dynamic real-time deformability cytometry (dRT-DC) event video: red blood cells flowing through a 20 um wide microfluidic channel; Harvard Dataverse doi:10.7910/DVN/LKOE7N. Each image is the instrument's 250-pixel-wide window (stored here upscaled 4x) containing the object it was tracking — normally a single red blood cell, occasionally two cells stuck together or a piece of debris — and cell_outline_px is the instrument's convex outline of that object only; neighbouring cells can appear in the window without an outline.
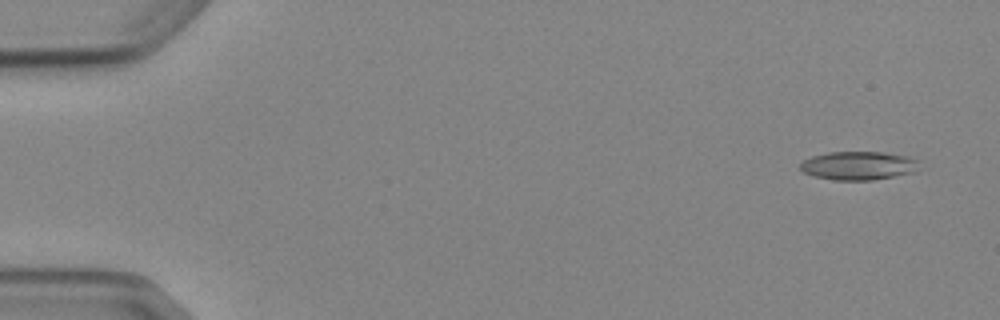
{"species": "Egyptian fruit bat (a non-hibernating species)", "species_latin": "Rousettus aegyptiacus", "temperature_condition": "cold", "stored_images_in_passage": 4, "camera_frame_rate_fps": 3000, "um_per_image_px": 0.085, "animal": {"sex": "female"}, "frame": {"image": 1, "passage_image": 1, "time_ms": 0.0, "image_size_px": [1000, 320], "cell_outline_px": [[920, 160], [916, 172], [872, 180], [832, 180], [816, 176], [804, 172], [800, 168], [800, 164], [804, 160], [812, 156], [828, 152], [884, 152], [908, 156]], "centroid_in_image_um": [73.01, 14.07], "position_along_channel_um": 12.0, "area_um2": 19.83}}